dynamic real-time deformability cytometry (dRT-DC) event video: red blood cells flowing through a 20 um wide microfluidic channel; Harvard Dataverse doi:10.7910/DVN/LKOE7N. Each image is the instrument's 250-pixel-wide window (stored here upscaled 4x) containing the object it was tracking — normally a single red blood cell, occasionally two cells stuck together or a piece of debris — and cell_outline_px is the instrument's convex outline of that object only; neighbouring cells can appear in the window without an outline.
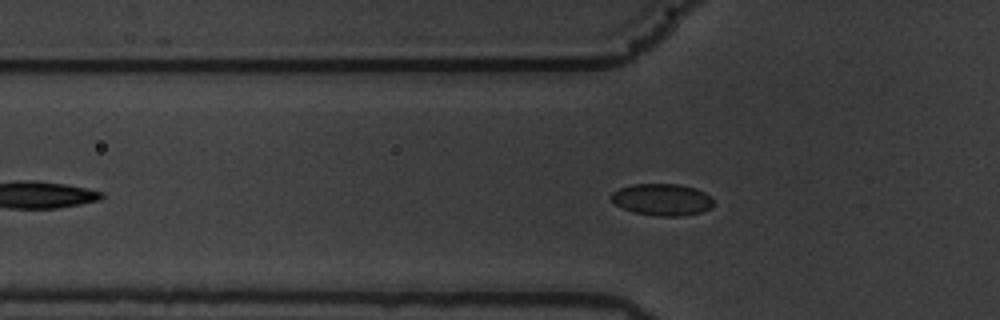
{"species": "common noctule bat (a hibernating species)", "species_latin": "Nyctalus noctula", "temperature_condition": "warm", "stored_images_in_passage": 42, "camera_frame_rate_fps": 3000, "um_per_image_px": 0.085, "animal": {"sex": "male", "body_mass_g": 19.5, "forearm_length_mm": 54.6}, "frame": {"image": 1, "passage_image": 11, "time_ms": 3.333, "image_size_px": [1000, 320], "cell_outline_px": [[712, 208], [704, 212], [680, 216], [656, 216], [632, 212], [616, 204], [612, 200], [612, 192], [620, 188], [632, 184], [680, 184], [696, 188], [712, 196]], "centroid_in_image_um": [56.32, 16.96], "position_along_channel_um": 69.5, "area_um2": 19.07}}
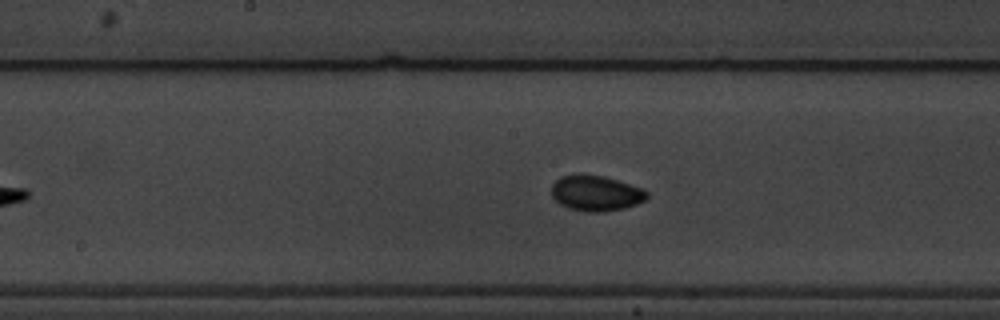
{"frame": {"image": 2, "passage_image": 22, "time_ms": 7.0, "image_size_px": [1000, 320], "cell_outline_px": [[648, 196], [644, 200], [636, 204], [624, 208], [600, 212], [588, 212], [568, 208], [560, 204], [552, 196], [552, 184], [560, 176], [604, 176], [640, 188], [648, 192]], "centroid_in_image_um": [50.64, 16.45], "position_along_channel_um": 197.6, "area_um2": 19.19}}
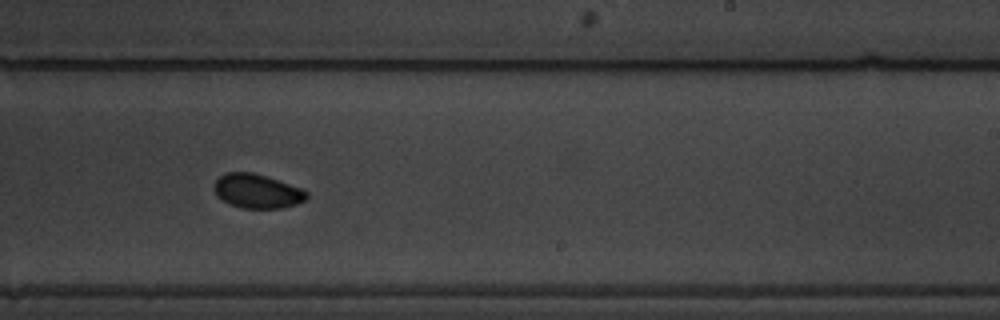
{"frame": {"image": 3, "passage_image": 28, "time_ms": 9.0, "image_size_px": [1000, 320], "cell_outline_px": [[308, 196], [304, 200], [296, 204], [280, 208], [240, 208], [228, 204], [216, 196], [216, 180], [220, 176], [228, 172], [252, 172], [300, 188], [308, 192]], "centroid_in_image_um": [21.84, 16.26], "position_along_channel_um": 267.2, "area_um2": 18.09}, "authors_computed_cell_mechanics": {"area_um2": 18.7272, "velocity_mm_per_s": 3.4986, "shape_relaxation_time_tau1_ms": 2.542, "shape_relaxation_time_tau2_ms": null, "deformation_change_tau1": 0.0535, "deformation_change_tau2": null}}